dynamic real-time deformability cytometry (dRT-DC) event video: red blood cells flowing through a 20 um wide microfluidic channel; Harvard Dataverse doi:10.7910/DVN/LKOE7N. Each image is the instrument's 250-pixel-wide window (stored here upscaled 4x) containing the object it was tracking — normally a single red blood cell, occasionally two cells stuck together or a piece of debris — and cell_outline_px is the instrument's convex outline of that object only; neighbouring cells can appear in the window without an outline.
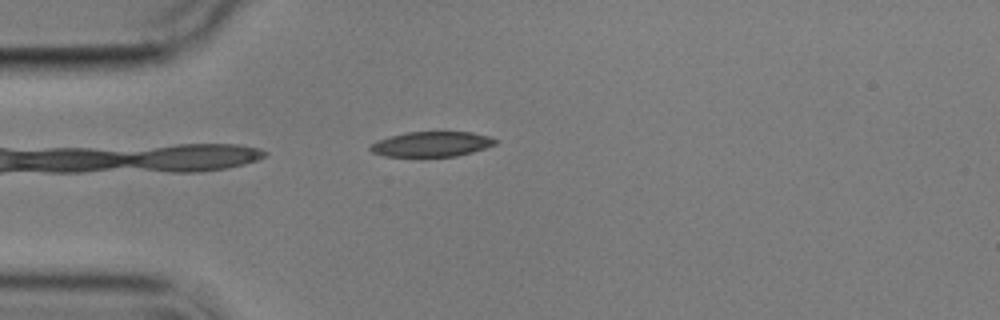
{"species": "common noctule bat (a hibernating species)", "species_latin": "Nyctalus noctula", "temperature_condition": "cold", "stored_images_in_passage": 7, "camera_frame_rate_fps": 3000, "um_per_image_px": 0.085, "animal": {"sex": "male", "body_mass_g": 17.9}, "frame": {"image": 1, "passage_image": 5, "time_ms": 4.667, "image_size_px": [1000, 320], "cell_outline_px": [[500, 140], [496, 144], [472, 152], [456, 156], [424, 160], [420, 160], [384, 156], [372, 152], [368, 148], [376, 140], [408, 132], [472, 132], [488, 136]], "centroid_in_image_um": [36.65, 12.31], "position_along_channel_um": 48.4, "area_um2": 19.25}}
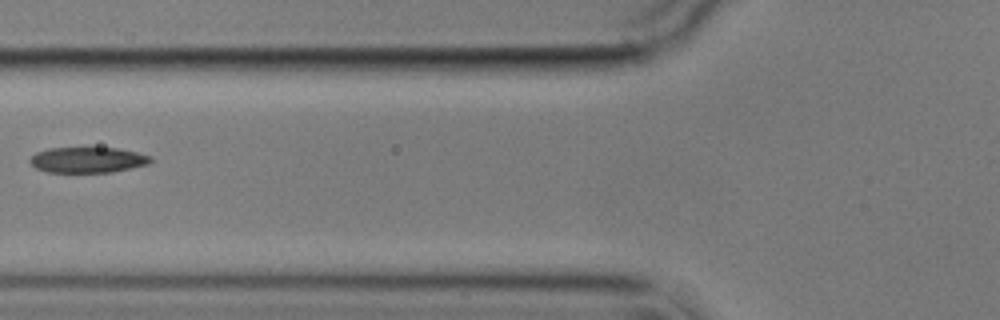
{"frame": {"image": 2, "passage_image": 7, "time_ms": 7.0, "image_size_px": [1000, 320], "cell_outline_px": [[152, 160], [148, 164], [112, 172], [48, 172], [36, 168], [28, 160], [36, 152], [48, 148], [116, 148], [136, 152], [152, 156]], "centroid_in_image_um": [7.45, 13.59], "position_along_channel_um": 118.4, "area_um2": 17.92}}